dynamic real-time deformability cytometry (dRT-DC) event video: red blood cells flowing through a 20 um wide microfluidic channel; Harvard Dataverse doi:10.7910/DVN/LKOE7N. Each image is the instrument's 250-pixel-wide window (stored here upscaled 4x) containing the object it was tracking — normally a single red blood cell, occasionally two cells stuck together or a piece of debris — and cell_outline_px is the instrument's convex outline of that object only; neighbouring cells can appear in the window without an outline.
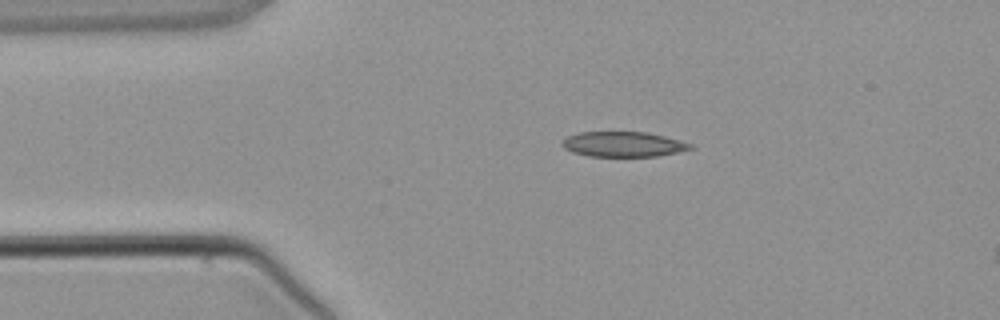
{"species": "common noctule bat (a hibernating species)", "species_latin": "Nyctalus noctula", "temperature_condition": "warm", "stored_images_in_passage": 5, "camera_frame_rate_fps": 3000, "um_per_image_px": 0.085, "animal": {"sex": "male", "body_mass_g": 21.5, "forearm_length_mm": 52.0}, "frame": {"image": 1, "passage_image": 5, "time_ms": 4.667, "image_size_px": [1000, 320], "cell_outline_px": [[696, 148], [656, 156], [588, 156], [572, 152], [564, 148], [560, 144], [568, 136], [580, 132], [648, 132], [680, 140], [692, 144]], "centroid_in_image_um": [52.98, 12.26], "position_along_channel_um": 32.0, "area_um2": 18.73}}